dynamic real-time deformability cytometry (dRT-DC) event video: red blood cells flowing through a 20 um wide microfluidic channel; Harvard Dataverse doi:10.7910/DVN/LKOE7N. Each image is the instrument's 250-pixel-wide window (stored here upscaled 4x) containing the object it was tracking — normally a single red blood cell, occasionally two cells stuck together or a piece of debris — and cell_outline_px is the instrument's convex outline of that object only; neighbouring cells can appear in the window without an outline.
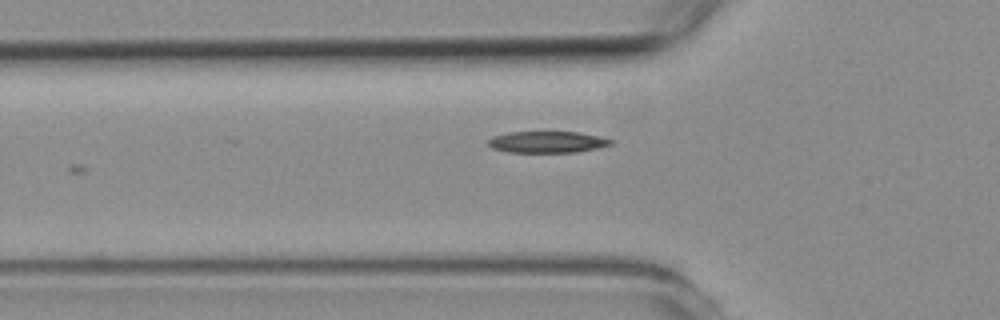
{"species": "common noctule bat (a hibernating species)", "species_latin": "Nyctalus noctula", "temperature_condition": "room temperature", "stored_images_in_passage": 5, "camera_frame_rate_fps": 3000, "um_per_image_px": 0.085, "animal": {"sex": "female", "body_mass_g": 19.3, "forearm_length_mm": 54.1}, "frame": {"image": 1, "passage_image": 4, "time_ms": 4.333, "image_size_px": [1000, 320], "cell_outline_px": [[616, 140], [612, 144], [596, 148], [576, 152], [508, 152], [492, 148], [488, 144], [488, 140], [492, 136], [512, 132], [576, 132]], "centroid_in_image_um": [46.5, 12.07], "position_along_channel_um": 79.3, "area_um2": 15.2}}
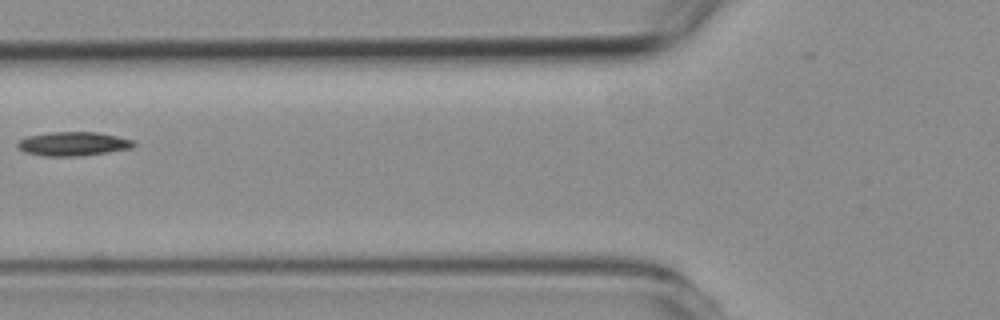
{"frame": {"image": 2, "passage_image": 5, "time_ms": 5.333, "image_size_px": [1000, 320], "cell_outline_px": [[136, 144], [132, 148], [80, 156], [44, 156], [24, 152], [16, 148], [16, 144], [20, 140], [28, 136], [48, 132], [96, 132], [116, 136], [132, 140]], "centroid_in_image_um": [6.17, 12.23], "position_along_channel_um": 119.6, "area_um2": 16.18}}